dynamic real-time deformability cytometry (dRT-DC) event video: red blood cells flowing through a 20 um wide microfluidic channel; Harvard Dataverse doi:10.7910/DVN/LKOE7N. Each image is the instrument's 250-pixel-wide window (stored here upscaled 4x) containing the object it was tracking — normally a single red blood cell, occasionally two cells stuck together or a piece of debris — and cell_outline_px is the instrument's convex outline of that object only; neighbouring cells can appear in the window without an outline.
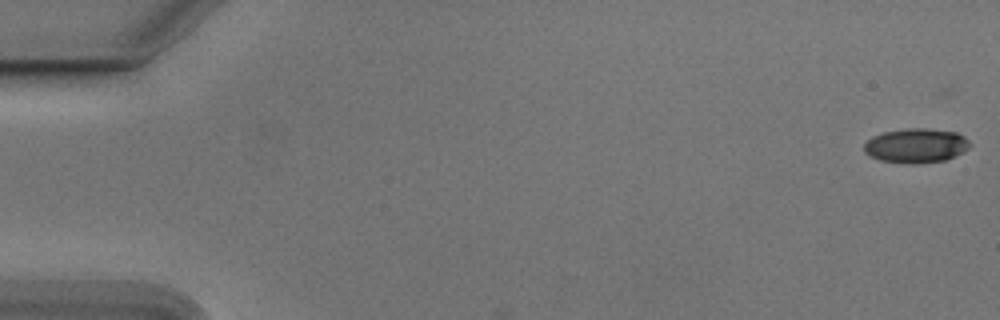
{"species": "Egyptian fruit bat (a non-hibernating species)", "species_latin": "Rousettus aegyptiacus", "temperature_condition": "cold", "stored_images_in_passage": 4, "camera_frame_rate_fps": 3000, "um_per_image_px": 0.085, "animal": {"sex": "male"}, "frame": {"image": 1, "passage_image": 2, "time_ms": 0.333, "image_size_px": [1000, 320], "cell_outline_px": [[972, 144], [968, 148], [944, 160], [912, 164], [880, 160], [864, 152], [864, 144], [872, 136], [884, 132], [908, 128], [928, 128], [956, 132], [964, 136]], "centroid_in_image_um": [77.85, 12.36], "position_along_channel_um": 7.1, "area_um2": 20.98}}